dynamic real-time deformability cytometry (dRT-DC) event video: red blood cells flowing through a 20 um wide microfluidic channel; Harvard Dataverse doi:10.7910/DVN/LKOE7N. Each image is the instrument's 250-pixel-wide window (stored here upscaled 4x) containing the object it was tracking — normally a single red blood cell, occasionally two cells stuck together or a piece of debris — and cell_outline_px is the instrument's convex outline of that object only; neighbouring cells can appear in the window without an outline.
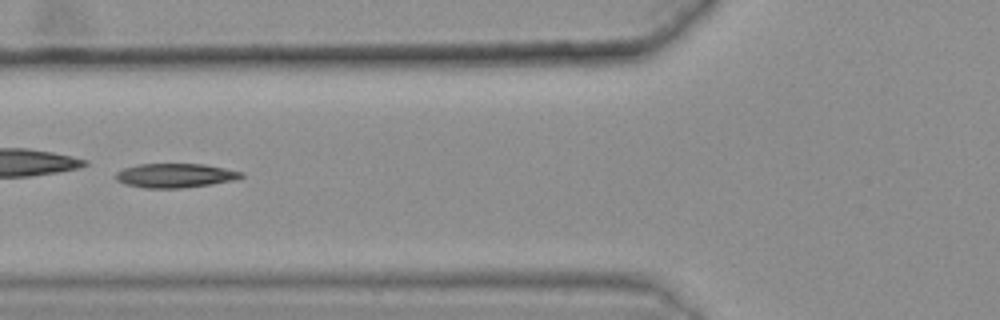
{"species": "common noctule bat (a hibernating species)", "species_latin": "Nyctalus noctula", "temperature_condition": "warm", "stored_images_in_passage": 48, "camera_frame_rate_fps": 3000, "um_per_image_px": 0.085, "animal": {"sex": "female", "body_mass_g": 25.1}, "frame": {"image": 1, "passage_image": 21, "time_ms": 6.667, "image_size_px": [1000, 320], "cell_outline_px": [[244, 176], [236, 180], [212, 184], [180, 188], [144, 188], [124, 184], [116, 180], [116, 172], [124, 168], [140, 164], [204, 164], [244, 172]], "centroid_in_image_um": [14.9, 14.92], "position_along_channel_um": 110.9, "area_um2": 17.74}, "authors_computed_cell_mechanics": {"area_um2": 17.7446, "velocity_mm_per_s": 3.6424, "shape_relaxation_time_tau1_ms": 9.4137, "shape_relaxation_time_tau2_ms": 8.3922, "deformation_change_tau1": 0.1964, "deformation_change_tau2": 0.16}}